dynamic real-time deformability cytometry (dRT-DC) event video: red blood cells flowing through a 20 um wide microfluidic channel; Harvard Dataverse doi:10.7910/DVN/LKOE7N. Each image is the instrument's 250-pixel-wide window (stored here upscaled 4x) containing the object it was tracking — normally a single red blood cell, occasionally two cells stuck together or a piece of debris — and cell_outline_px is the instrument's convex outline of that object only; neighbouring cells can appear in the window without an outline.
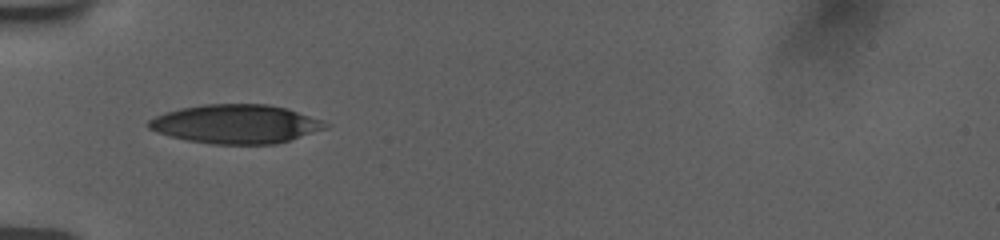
{"species": "human", "species_latin": "Homo sapiens", "temperature_condition": "room temperature", "stored_images_in_passage": 4, "camera_frame_rate_fps": 3000, "um_per_image_px": 0.085, "donor": {"sex": "female"}, "frame": {"image": 1, "passage_image": 1, "time_ms": 0.0, "image_size_px": [1000, 240], "cell_outline_px": [[332, 124], [328, 128], [276, 144], [212, 144], [188, 140], [156, 132], [148, 128], [148, 120], [156, 116], [180, 108], [204, 104], [268, 104], [288, 108]], "centroid_in_image_um": [20.09, 10.54], "position_along_channel_um": 64.9, "area_um2": 40.0}}
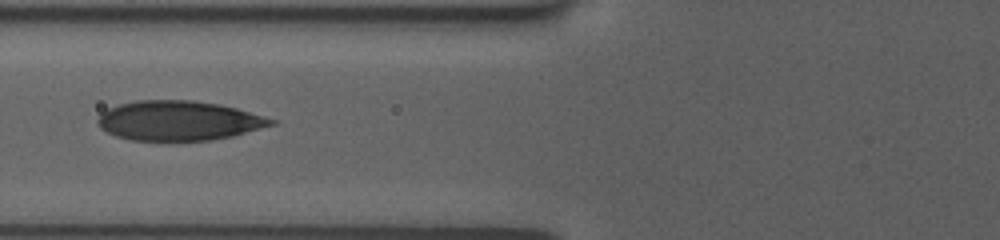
{"frame": {"image": 2, "passage_image": 3, "time_ms": 1.333, "image_size_px": [1000, 240], "cell_outline_px": [[276, 124], [232, 136], [212, 140], [132, 140], [116, 136], [100, 128], [96, 120], [100, 112], [108, 108], [120, 104], [140, 100], [192, 100], [216, 104], [236, 108], [276, 120]], "centroid_in_image_um": [15.15, 10.25], "position_along_channel_um": 110.6, "area_um2": 39.82}}